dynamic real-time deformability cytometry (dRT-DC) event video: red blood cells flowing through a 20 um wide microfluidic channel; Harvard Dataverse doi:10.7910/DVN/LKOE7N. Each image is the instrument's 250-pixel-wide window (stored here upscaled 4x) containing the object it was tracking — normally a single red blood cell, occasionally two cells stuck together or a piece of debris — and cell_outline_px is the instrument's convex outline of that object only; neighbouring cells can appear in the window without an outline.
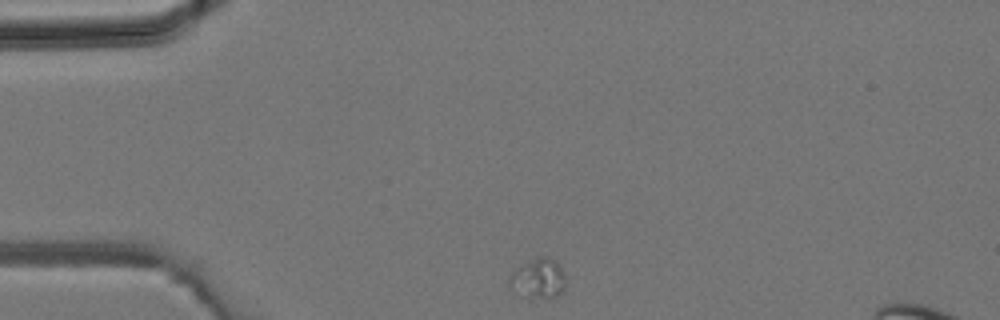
{"species": "common noctule bat (a hibernating species)", "species_latin": "Nyctalus noctula", "temperature_condition": "room temperature", "stored_images_in_passage": 3, "camera_frame_rate_fps": 3000, "um_per_image_px": 0.085, "animal": {"sex": "male", "body_mass_g": 19.2, "forearm_length_mm": 51.8}, "frame": {"image": 1, "passage_image": 1, "time_ms": 0.0, "image_size_px": [1000, 320], "cell_outline_px": [[564, 288], [556, 296], [528, 300], [508, 284], [508, 280], [512, 272], [516, 268], [540, 256], [548, 256], [556, 260], [564, 276]], "centroid_in_image_um": [45.73, 23.69], "position_along_channel_um": 39.3, "area_um2": 12.95}}